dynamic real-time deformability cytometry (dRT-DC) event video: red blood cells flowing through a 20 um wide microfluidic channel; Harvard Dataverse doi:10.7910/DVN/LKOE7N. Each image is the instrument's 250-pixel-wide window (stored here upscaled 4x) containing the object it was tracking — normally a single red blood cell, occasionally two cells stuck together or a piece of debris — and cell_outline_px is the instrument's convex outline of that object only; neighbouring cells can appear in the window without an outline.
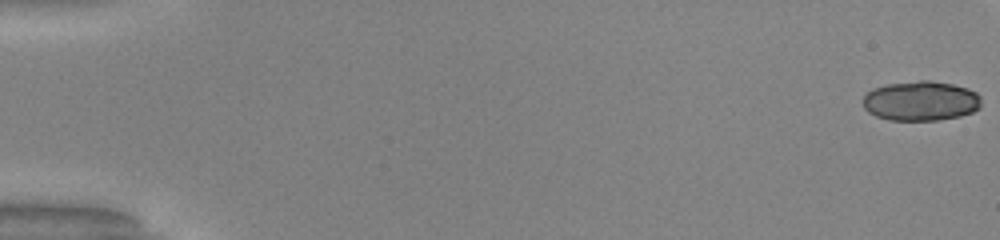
{"species": "common noctule bat (a hibernating species)", "species_latin": "Nyctalus noctula", "temperature_condition": "warm", "stored_images_in_passage": 28, "segment_of_instrument_passage": [1, 2], "camera_frame_rate_fps": 3000, "um_per_image_px": 0.085, "animal": {"sex": "male", "body_mass_g": 20.0, "forearm_length_mm": 53.3}, "frame": {"image": 1, "passage_image": 1, "time_ms": 0.0, "image_size_px": [1000, 240], "cell_outline_px": [[980, 108], [972, 112], [960, 116], [940, 120], [888, 120], [876, 116], [868, 112], [864, 108], [864, 96], [872, 88], [888, 84], [920, 80], [928, 80], [952, 84], [968, 88], [976, 92], [980, 96]], "centroid_in_image_um": [78.27, 8.58], "position_along_channel_um": 6.7, "area_um2": 27.46}}
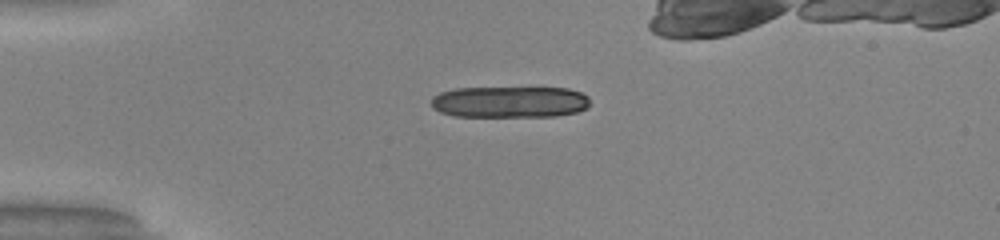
{"frame": {"image": 2, "passage_image": 14, "time_ms": 4.333, "image_size_px": [1000, 240], "cell_outline_px": [[588, 108], [576, 112], [556, 116], [456, 116], [440, 112], [432, 108], [432, 96], [440, 92], [456, 88], [568, 88], [580, 92], [588, 96]], "centroid_in_image_um": [43.32, 8.66], "position_along_channel_um": 41.7, "area_um2": 29.07}}